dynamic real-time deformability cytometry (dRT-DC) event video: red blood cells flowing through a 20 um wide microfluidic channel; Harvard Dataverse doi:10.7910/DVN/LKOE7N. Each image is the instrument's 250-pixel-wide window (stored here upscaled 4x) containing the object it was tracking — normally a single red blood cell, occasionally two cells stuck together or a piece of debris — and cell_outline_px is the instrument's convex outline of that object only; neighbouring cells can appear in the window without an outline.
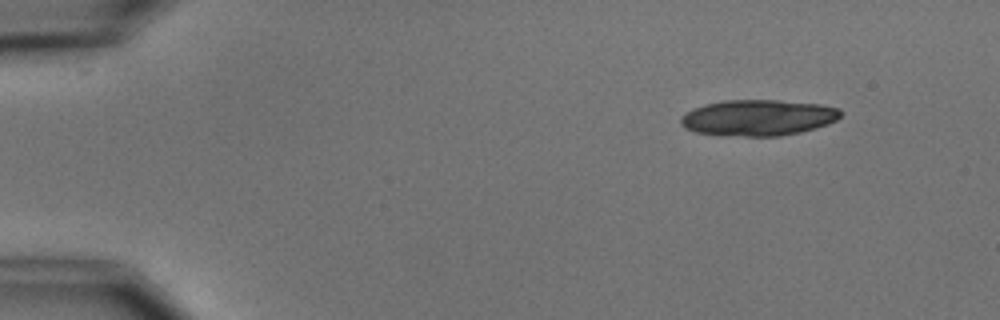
{"species": "common noctule bat (a hibernating species)", "species_latin": "Nyctalus noctula", "temperature_condition": "cold", "stored_images_in_passage": 3, "camera_frame_rate_fps": 3000, "um_per_image_px": 0.085, "animal": {"sex": "male", "body_mass_g": 15.6}, "frame": {"image": 1, "passage_image": 3, "time_ms": 2.333, "image_size_px": [1000, 320], "cell_outline_px": [[840, 116], [836, 120], [828, 124], [816, 128], [800, 132], [780, 136], [744, 136], [696, 132], [684, 128], [680, 124], [680, 116], [692, 108], [704, 104], [724, 100], [780, 100], [820, 104], [840, 108]], "centroid_in_image_um": [64.43, 9.99], "position_along_channel_um": 20.6, "area_um2": 33.64}}